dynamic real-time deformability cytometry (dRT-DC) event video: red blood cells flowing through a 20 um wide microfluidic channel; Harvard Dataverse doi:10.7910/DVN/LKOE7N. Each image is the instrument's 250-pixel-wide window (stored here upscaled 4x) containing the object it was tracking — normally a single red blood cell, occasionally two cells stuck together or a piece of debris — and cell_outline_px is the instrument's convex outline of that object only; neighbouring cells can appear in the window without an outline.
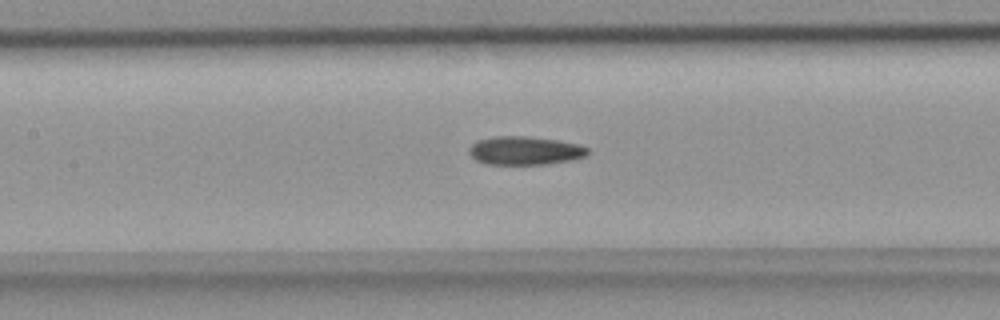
{"species": "common noctule bat (a hibernating species)", "species_latin": "Nyctalus noctula", "temperature_condition": "room temperature", "stored_images_in_passage": 36, "camera_frame_rate_fps": 3000, "um_per_image_px": 0.085, "animal": {"sex": "female", "body_mass_g": 18.4}, "frame": {"image": 1, "passage_image": 15, "time_ms": 4.667, "image_size_px": [1000, 320], "cell_outline_px": [[588, 152], [584, 156], [572, 160], [544, 164], [488, 164], [476, 160], [468, 152], [468, 148], [476, 140], [496, 136], [524, 136], [556, 140], [580, 144], [588, 148]], "centroid_in_image_um": [44.59, 12.8], "position_along_channel_um": 162.8, "area_um2": 19.59}}
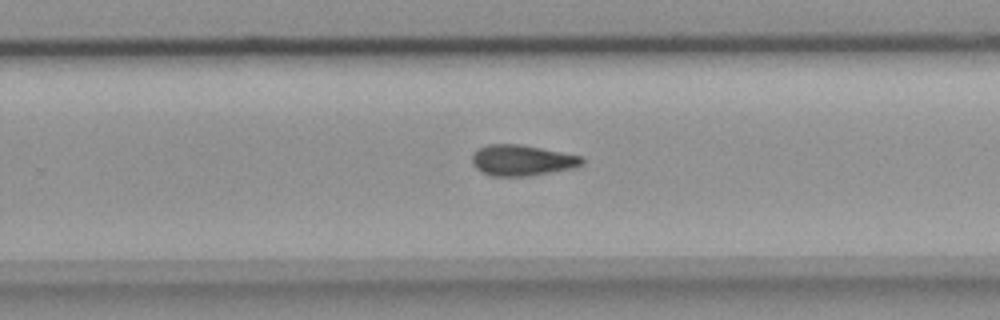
{"frame": {"image": 2, "passage_image": 24, "time_ms": 7.667, "image_size_px": [1000, 320], "cell_outline_px": [[584, 164], [572, 168], [524, 176], [492, 176], [480, 172], [472, 164], [472, 156], [476, 148], [488, 144], [520, 144], [580, 156], [584, 160]], "centroid_in_image_um": [44.3, 13.62], "position_along_channel_um": 285.5, "area_um2": 19.59}}
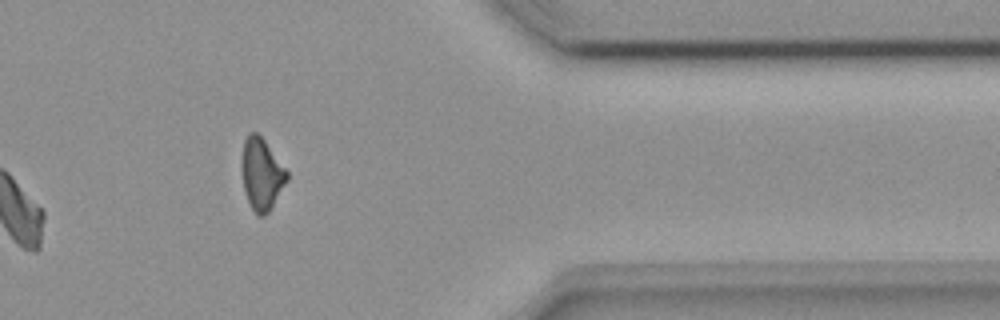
{"frame": {"image": 3, "passage_image": 33, "time_ms": 10.667, "image_size_px": [1000, 320], "cell_outline_px": [[288, 180], [268, 212], [264, 216], [256, 216], [248, 200], [244, 188], [244, 140], [248, 132], [256, 132], [264, 140], [288, 172]], "centroid_in_image_um": [22.27, 14.82], "position_along_channel_um": 389.1, "area_um2": 18.15}}